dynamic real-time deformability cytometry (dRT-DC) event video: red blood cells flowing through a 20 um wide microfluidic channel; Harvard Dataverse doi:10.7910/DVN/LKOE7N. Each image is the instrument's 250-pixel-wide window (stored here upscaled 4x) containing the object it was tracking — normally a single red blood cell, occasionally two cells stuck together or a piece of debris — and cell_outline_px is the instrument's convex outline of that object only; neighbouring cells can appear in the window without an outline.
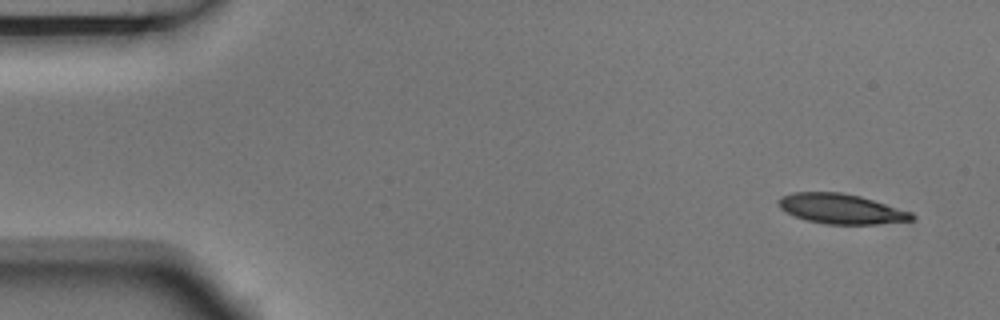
{"species": "Egyptian fruit bat (a non-hibernating species)", "species_latin": "Rousettus aegyptiacus", "temperature_condition": "room temperature", "stored_images_in_passage": 4, "camera_frame_rate_fps": 3000, "um_per_image_px": 0.085, "animal": {"sex": "male"}, "frame": {"image": 1, "passage_image": 1, "time_ms": 0.0, "image_size_px": [1000, 320], "cell_outline_px": [[916, 216], [912, 220], [876, 224], [824, 224], [808, 220], [796, 216], [780, 208], [780, 196], [792, 192], [840, 192], [860, 196], [912, 212]], "centroid_in_image_um": [71.52, 17.74], "position_along_channel_um": 13.5, "area_um2": 23.0}}
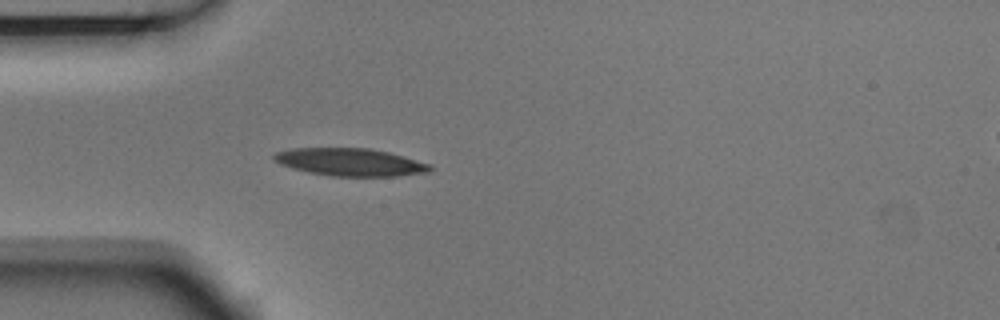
{"frame": {"image": 2, "passage_image": 4, "time_ms": 1.0, "image_size_px": [1000, 320], "cell_outline_px": [[432, 168], [428, 172], [396, 176], [332, 176], [308, 172], [292, 168], [280, 164], [272, 160], [272, 156], [276, 152], [292, 148], [368, 148], [388, 152], [404, 156], [432, 164]], "centroid_in_image_um": [29.75, 13.78], "position_along_channel_um": 55.2, "area_um2": 25.2}}